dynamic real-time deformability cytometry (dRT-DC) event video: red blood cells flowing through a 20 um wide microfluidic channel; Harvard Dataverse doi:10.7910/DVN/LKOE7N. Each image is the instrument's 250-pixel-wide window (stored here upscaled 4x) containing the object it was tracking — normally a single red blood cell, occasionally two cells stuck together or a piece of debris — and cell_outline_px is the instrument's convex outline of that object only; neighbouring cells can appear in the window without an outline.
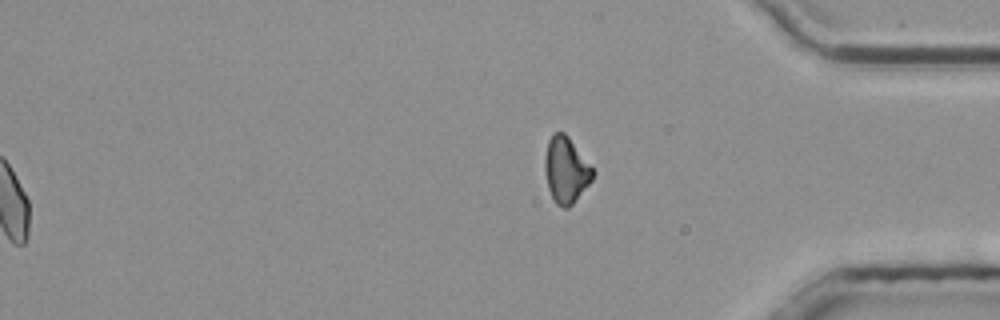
{"species": "common noctule bat (a hibernating species)", "species_latin": "Nyctalus noctula", "temperature_condition": "room temperature", "stored_images_in_passage": 56, "segment_of_instrument_passage": [2, 2], "camera_frame_rate_fps": 3000, "um_per_image_px": 0.085, "animal": {"sex": "male", "body_mass_g": 20.4}, "frame": {"image": 1, "passage_image": 56, "time_ms": 18.333, "image_size_px": [1000, 320], "cell_outline_px": [[596, 172], [592, 180], [572, 204], [568, 208], [564, 208], [556, 204], [548, 188], [544, 168], [544, 160], [548, 140], [552, 132], [564, 132], [568, 136]], "centroid_in_image_um": [48.1, 14.43], "position_along_channel_um": 387.1, "area_um2": 18.44}}